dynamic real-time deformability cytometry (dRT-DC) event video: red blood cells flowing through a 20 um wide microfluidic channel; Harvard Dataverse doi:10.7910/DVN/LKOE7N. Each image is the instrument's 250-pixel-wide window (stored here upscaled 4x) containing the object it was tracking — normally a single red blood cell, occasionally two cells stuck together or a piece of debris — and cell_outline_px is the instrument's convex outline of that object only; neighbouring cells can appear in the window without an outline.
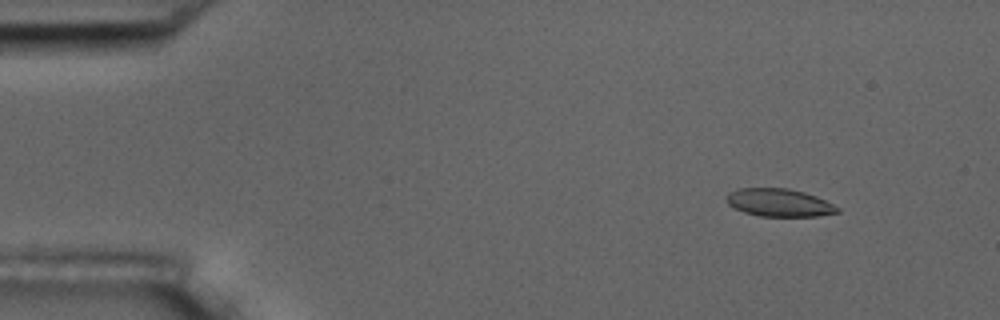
{"species": "common noctule bat (a hibernating species)", "species_latin": "Nyctalus noctula", "temperature_condition": "room temperature", "stored_images_in_passage": 5, "camera_frame_rate_fps": 3000, "um_per_image_px": 0.085, "animal": {"sex": "male", "body_mass_g": 17.5, "forearm_length_mm": 52.3}, "frame": {"image": 1, "passage_image": 2, "time_ms": 0.333, "image_size_px": [1000, 320], "cell_outline_px": [[840, 212], [820, 216], [760, 216], [744, 212], [728, 204], [724, 200], [728, 192], [736, 188], [788, 188], [804, 192], [816, 196], [840, 208]], "centroid_in_image_um": [66.2, 17.22], "position_along_channel_um": 18.8, "area_um2": 18.09}}
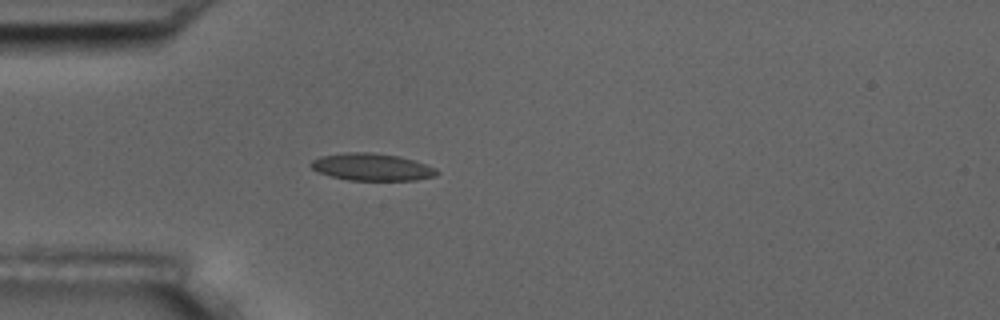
{"frame": {"image": 2, "passage_image": 5, "time_ms": 1.333, "image_size_px": [1000, 320], "cell_outline_px": [[440, 172], [436, 176], [416, 180], [348, 180], [332, 176], [320, 172], [312, 168], [308, 164], [312, 160], [320, 156], [344, 152], [372, 152], [400, 156], [436, 168]], "centroid_in_image_um": [31.61, 14.19], "position_along_channel_um": 53.4, "area_um2": 20.0}}